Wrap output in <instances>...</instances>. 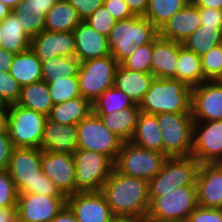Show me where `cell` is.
<instances>
[{
  "mask_svg": "<svg viewBox=\"0 0 222 222\" xmlns=\"http://www.w3.org/2000/svg\"><path fill=\"white\" fill-rule=\"evenodd\" d=\"M50 222H79L74 213L66 205Z\"/></svg>",
  "mask_w": 222,
  "mask_h": 222,
  "instance_id": "cell-51",
  "label": "cell"
},
{
  "mask_svg": "<svg viewBox=\"0 0 222 222\" xmlns=\"http://www.w3.org/2000/svg\"><path fill=\"white\" fill-rule=\"evenodd\" d=\"M9 73L21 86L40 81L42 78L41 60L34 51L29 48L26 51L14 55Z\"/></svg>",
  "mask_w": 222,
  "mask_h": 222,
  "instance_id": "cell-28",
  "label": "cell"
},
{
  "mask_svg": "<svg viewBox=\"0 0 222 222\" xmlns=\"http://www.w3.org/2000/svg\"><path fill=\"white\" fill-rule=\"evenodd\" d=\"M118 65L111 55L80 62L77 77L81 96L92 103L112 87Z\"/></svg>",
  "mask_w": 222,
  "mask_h": 222,
  "instance_id": "cell-11",
  "label": "cell"
},
{
  "mask_svg": "<svg viewBox=\"0 0 222 222\" xmlns=\"http://www.w3.org/2000/svg\"><path fill=\"white\" fill-rule=\"evenodd\" d=\"M67 205L66 196L19 194L17 222H50Z\"/></svg>",
  "mask_w": 222,
  "mask_h": 222,
  "instance_id": "cell-13",
  "label": "cell"
},
{
  "mask_svg": "<svg viewBox=\"0 0 222 222\" xmlns=\"http://www.w3.org/2000/svg\"><path fill=\"white\" fill-rule=\"evenodd\" d=\"M135 16H144L149 0H123Z\"/></svg>",
  "mask_w": 222,
  "mask_h": 222,
  "instance_id": "cell-49",
  "label": "cell"
},
{
  "mask_svg": "<svg viewBox=\"0 0 222 222\" xmlns=\"http://www.w3.org/2000/svg\"><path fill=\"white\" fill-rule=\"evenodd\" d=\"M0 106H7V105H5V104L2 102V100L0 99Z\"/></svg>",
  "mask_w": 222,
  "mask_h": 222,
  "instance_id": "cell-61",
  "label": "cell"
},
{
  "mask_svg": "<svg viewBox=\"0 0 222 222\" xmlns=\"http://www.w3.org/2000/svg\"><path fill=\"white\" fill-rule=\"evenodd\" d=\"M76 10L81 21L87 19L97 8L103 5L104 0H67Z\"/></svg>",
  "mask_w": 222,
  "mask_h": 222,
  "instance_id": "cell-46",
  "label": "cell"
},
{
  "mask_svg": "<svg viewBox=\"0 0 222 222\" xmlns=\"http://www.w3.org/2000/svg\"><path fill=\"white\" fill-rule=\"evenodd\" d=\"M140 113L139 105L136 104L134 107L125 108L119 112L114 111L110 114L96 115L102 119L104 125L111 132L123 142H128L134 135Z\"/></svg>",
  "mask_w": 222,
  "mask_h": 222,
  "instance_id": "cell-25",
  "label": "cell"
},
{
  "mask_svg": "<svg viewBox=\"0 0 222 222\" xmlns=\"http://www.w3.org/2000/svg\"><path fill=\"white\" fill-rule=\"evenodd\" d=\"M47 116L22 107L8 106L7 131L16 148H41L44 124Z\"/></svg>",
  "mask_w": 222,
  "mask_h": 222,
  "instance_id": "cell-8",
  "label": "cell"
},
{
  "mask_svg": "<svg viewBox=\"0 0 222 222\" xmlns=\"http://www.w3.org/2000/svg\"><path fill=\"white\" fill-rule=\"evenodd\" d=\"M154 78L152 73L131 71L119 64L115 71L114 86L139 105Z\"/></svg>",
  "mask_w": 222,
  "mask_h": 222,
  "instance_id": "cell-24",
  "label": "cell"
},
{
  "mask_svg": "<svg viewBox=\"0 0 222 222\" xmlns=\"http://www.w3.org/2000/svg\"><path fill=\"white\" fill-rule=\"evenodd\" d=\"M18 191L7 170H0V209L16 208Z\"/></svg>",
  "mask_w": 222,
  "mask_h": 222,
  "instance_id": "cell-42",
  "label": "cell"
},
{
  "mask_svg": "<svg viewBox=\"0 0 222 222\" xmlns=\"http://www.w3.org/2000/svg\"><path fill=\"white\" fill-rule=\"evenodd\" d=\"M40 149L73 154L77 150V126L63 125L47 117Z\"/></svg>",
  "mask_w": 222,
  "mask_h": 222,
  "instance_id": "cell-22",
  "label": "cell"
},
{
  "mask_svg": "<svg viewBox=\"0 0 222 222\" xmlns=\"http://www.w3.org/2000/svg\"><path fill=\"white\" fill-rule=\"evenodd\" d=\"M12 12L17 16L24 31L32 38L45 29V14L34 5L22 0Z\"/></svg>",
  "mask_w": 222,
  "mask_h": 222,
  "instance_id": "cell-37",
  "label": "cell"
},
{
  "mask_svg": "<svg viewBox=\"0 0 222 222\" xmlns=\"http://www.w3.org/2000/svg\"><path fill=\"white\" fill-rule=\"evenodd\" d=\"M21 89L22 86L9 71L0 72V99L5 105L17 104Z\"/></svg>",
  "mask_w": 222,
  "mask_h": 222,
  "instance_id": "cell-41",
  "label": "cell"
},
{
  "mask_svg": "<svg viewBox=\"0 0 222 222\" xmlns=\"http://www.w3.org/2000/svg\"><path fill=\"white\" fill-rule=\"evenodd\" d=\"M176 79L191 88L207 81L202 72L201 56L188 50L179 43V59L176 70Z\"/></svg>",
  "mask_w": 222,
  "mask_h": 222,
  "instance_id": "cell-31",
  "label": "cell"
},
{
  "mask_svg": "<svg viewBox=\"0 0 222 222\" xmlns=\"http://www.w3.org/2000/svg\"><path fill=\"white\" fill-rule=\"evenodd\" d=\"M147 218L156 222H186L198 206L196 186H182L169 191H149Z\"/></svg>",
  "mask_w": 222,
  "mask_h": 222,
  "instance_id": "cell-5",
  "label": "cell"
},
{
  "mask_svg": "<svg viewBox=\"0 0 222 222\" xmlns=\"http://www.w3.org/2000/svg\"><path fill=\"white\" fill-rule=\"evenodd\" d=\"M200 163L191 155L168 157L160 172L152 178L149 191H169L182 186H196Z\"/></svg>",
  "mask_w": 222,
  "mask_h": 222,
  "instance_id": "cell-12",
  "label": "cell"
},
{
  "mask_svg": "<svg viewBox=\"0 0 222 222\" xmlns=\"http://www.w3.org/2000/svg\"><path fill=\"white\" fill-rule=\"evenodd\" d=\"M28 5H34L46 15L58 0H24Z\"/></svg>",
  "mask_w": 222,
  "mask_h": 222,
  "instance_id": "cell-52",
  "label": "cell"
},
{
  "mask_svg": "<svg viewBox=\"0 0 222 222\" xmlns=\"http://www.w3.org/2000/svg\"><path fill=\"white\" fill-rule=\"evenodd\" d=\"M77 192H99L109 178L114 162L106 155L77 149L73 153Z\"/></svg>",
  "mask_w": 222,
  "mask_h": 222,
  "instance_id": "cell-9",
  "label": "cell"
},
{
  "mask_svg": "<svg viewBox=\"0 0 222 222\" xmlns=\"http://www.w3.org/2000/svg\"><path fill=\"white\" fill-rule=\"evenodd\" d=\"M103 5L117 21L135 16L123 0H104Z\"/></svg>",
  "mask_w": 222,
  "mask_h": 222,
  "instance_id": "cell-45",
  "label": "cell"
},
{
  "mask_svg": "<svg viewBox=\"0 0 222 222\" xmlns=\"http://www.w3.org/2000/svg\"><path fill=\"white\" fill-rule=\"evenodd\" d=\"M197 203L208 208H222V171L213 164H201L196 177Z\"/></svg>",
  "mask_w": 222,
  "mask_h": 222,
  "instance_id": "cell-19",
  "label": "cell"
},
{
  "mask_svg": "<svg viewBox=\"0 0 222 222\" xmlns=\"http://www.w3.org/2000/svg\"><path fill=\"white\" fill-rule=\"evenodd\" d=\"M86 21L94 30L98 33L108 37L110 31L114 27V24L117 22L115 18L109 13L104 5L97 8L87 19Z\"/></svg>",
  "mask_w": 222,
  "mask_h": 222,
  "instance_id": "cell-43",
  "label": "cell"
},
{
  "mask_svg": "<svg viewBox=\"0 0 222 222\" xmlns=\"http://www.w3.org/2000/svg\"><path fill=\"white\" fill-rule=\"evenodd\" d=\"M0 222H17L16 208L0 209Z\"/></svg>",
  "mask_w": 222,
  "mask_h": 222,
  "instance_id": "cell-54",
  "label": "cell"
},
{
  "mask_svg": "<svg viewBox=\"0 0 222 222\" xmlns=\"http://www.w3.org/2000/svg\"><path fill=\"white\" fill-rule=\"evenodd\" d=\"M134 101L126 95L122 90L114 85L92 102V112L95 114H110L111 112H119L125 108L134 107Z\"/></svg>",
  "mask_w": 222,
  "mask_h": 222,
  "instance_id": "cell-35",
  "label": "cell"
},
{
  "mask_svg": "<svg viewBox=\"0 0 222 222\" xmlns=\"http://www.w3.org/2000/svg\"><path fill=\"white\" fill-rule=\"evenodd\" d=\"M191 0H149L144 15L158 30L178 11H181Z\"/></svg>",
  "mask_w": 222,
  "mask_h": 222,
  "instance_id": "cell-36",
  "label": "cell"
},
{
  "mask_svg": "<svg viewBox=\"0 0 222 222\" xmlns=\"http://www.w3.org/2000/svg\"><path fill=\"white\" fill-rule=\"evenodd\" d=\"M42 172L66 197L76 193L75 161L72 153L43 151Z\"/></svg>",
  "mask_w": 222,
  "mask_h": 222,
  "instance_id": "cell-14",
  "label": "cell"
},
{
  "mask_svg": "<svg viewBox=\"0 0 222 222\" xmlns=\"http://www.w3.org/2000/svg\"><path fill=\"white\" fill-rule=\"evenodd\" d=\"M14 148L8 131L0 134V170H7Z\"/></svg>",
  "mask_w": 222,
  "mask_h": 222,
  "instance_id": "cell-48",
  "label": "cell"
},
{
  "mask_svg": "<svg viewBox=\"0 0 222 222\" xmlns=\"http://www.w3.org/2000/svg\"><path fill=\"white\" fill-rule=\"evenodd\" d=\"M222 44V29L201 25L182 45L202 56L213 47Z\"/></svg>",
  "mask_w": 222,
  "mask_h": 222,
  "instance_id": "cell-34",
  "label": "cell"
},
{
  "mask_svg": "<svg viewBox=\"0 0 222 222\" xmlns=\"http://www.w3.org/2000/svg\"><path fill=\"white\" fill-rule=\"evenodd\" d=\"M112 222H149L147 216H117Z\"/></svg>",
  "mask_w": 222,
  "mask_h": 222,
  "instance_id": "cell-56",
  "label": "cell"
},
{
  "mask_svg": "<svg viewBox=\"0 0 222 222\" xmlns=\"http://www.w3.org/2000/svg\"><path fill=\"white\" fill-rule=\"evenodd\" d=\"M73 34L75 57L80 62L110 55L108 38L94 30L86 21H81Z\"/></svg>",
  "mask_w": 222,
  "mask_h": 222,
  "instance_id": "cell-20",
  "label": "cell"
},
{
  "mask_svg": "<svg viewBox=\"0 0 222 222\" xmlns=\"http://www.w3.org/2000/svg\"><path fill=\"white\" fill-rule=\"evenodd\" d=\"M200 26L199 8L190 1L164 24L159 36L182 44Z\"/></svg>",
  "mask_w": 222,
  "mask_h": 222,
  "instance_id": "cell-21",
  "label": "cell"
},
{
  "mask_svg": "<svg viewBox=\"0 0 222 222\" xmlns=\"http://www.w3.org/2000/svg\"><path fill=\"white\" fill-rule=\"evenodd\" d=\"M11 12L12 9L10 7L0 2V22H2Z\"/></svg>",
  "mask_w": 222,
  "mask_h": 222,
  "instance_id": "cell-57",
  "label": "cell"
},
{
  "mask_svg": "<svg viewBox=\"0 0 222 222\" xmlns=\"http://www.w3.org/2000/svg\"><path fill=\"white\" fill-rule=\"evenodd\" d=\"M13 53L7 51L6 49L0 47V72H7L10 69L11 63L14 58Z\"/></svg>",
  "mask_w": 222,
  "mask_h": 222,
  "instance_id": "cell-50",
  "label": "cell"
},
{
  "mask_svg": "<svg viewBox=\"0 0 222 222\" xmlns=\"http://www.w3.org/2000/svg\"><path fill=\"white\" fill-rule=\"evenodd\" d=\"M153 41L140 47H136L132 54L121 65L131 71L151 73V56Z\"/></svg>",
  "mask_w": 222,
  "mask_h": 222,
  "instance_id": "cell-39",
  "label": "cell"
},
{
  "mask_svg": "<svg viewBox=\"0 0 222 222\" xmlns=\"http://www.w3.org/2000/svg\"><path fill=\"white\" fill-rule=\"evenodd\" d=\"M130 141L144 149L163 153V139L157 115L141 112L134 135Z\"/></svg>",
  "mask_w": 222,
  "mask_h": 222,
  "instance_id": "cell-27",
  "label": "cell"
},
{
  "mask_svg": "<svg viewBox=\"0 0 222 222\" xmlns=\"http://www.w3.org/2000/svg\"><path fill=\"white\" fill-rule=\"evenodd\" d=\"M212 164L222 171V154Z\"/></svg>",
  "mask_w": 222,
  "mask_h": 222,
  "instance_id": "cell-59",
  "label": "cell"
},
{
  "mask_svg": "<svg viewBox=\"0 0 222 222\" xmlns=\"http://www.w3.org/2000/svg\"><path fill=\"white\" fill-rule=\"evenodd\" d=\"M67 206L79 222H112L114 218L100 191L77 192L69 195Z\"/></svg>",
  "mask_w": 222,
  "mask_h": 222,
  "instance_id": "cell-17",
  "label": "cell"
},
{
  "mask_svg": "<svg viewBox=\"0 0 222 222\" xmlns=\"http://www.w3.org/2000/svg\"><path fill=\"white\" fill-rule=\"evenodd\" d=\"M80 61L76 57L57 56L41 62V80L47 84L63 76H78Z\"/></svg>",
  "mask_w": 222,
  "mask_h": 222,
  "instance_id": "cell-33",
  "label": "cell"
},
{
  "mask_svg": "<svg viewBox=\"0 0 222 222\" xmlns=\"http://www.w3.org/2000/svg\"><path fill=\"white\" fill-rule=\"evenodd\" d=\"M186 222H222V208L197 206Z\"/></svg>",
  "mask_w": 222,
  "mask_h": 222,
  "instance_id": "cell-44",
  "label": "cell"
},
{
  "mask_svg": "<svg viewBox=\"0 0 222 222\" xmlns=\"http://www.w3.org/2000/svg\"><path fill=\"white\" fill-rule=\"evenodd\" d=\"M217 81L222 84V75L220 76V78Z\"/></svg>",
  "mask_w": 222,
  "mask_h": 222,
  "instance_id": "cell-60",
  "label": "cell"
},
{
  "mask_svg": "<svg viewBox=\"0 0 222 222\" xmlns=\"http://www.w3.org/2000/svg\"><path fill=\"white\" fill-rule=\"evenodd\" d=\"M203 76L207 81L218 80L222 75V44L201 56Z\"/></svg>",
  "mask_w": 222,
  "mask_h": 222,
  "instance_id": "cell-40",
  "label": "cell"
},
{
  "mask_svg": "<svg viewBox=\"0 0 222 222\" xmlns=\"http://www.w3.org/2000/svg\"><path fill=\"white\" fill-rule=\"evenodd\" d=\"M167 158L161 152L144 149L128 141L123 142L114 168L124 175L149 182L160 172Z\"/></svg>",
  "mask_w": 222,
  "mask_h": 222,
  "instance_id": "cell-7",
  "label": "cell"
},
{
  "mask_svg": "<svg viewBox=\"0 0 222 222\" xmlns=\"http://www.w3.org/2000/svg\"><path fill=\"white\" fill-rule=\"evenodd\" d=\"M80 22L75 8L67 0H58L45 15V30L70 32Z\"/></svg>",
  "mask_w": 222,
  "mask_h": 222,
  "instance_id": "cell-30",
  "label": "cell"
},
{
  "mask_svg": "<svg viewBox=\"0 0 222 222\" xmlns=\"http://www.w3.org/2000/svg\"><path fill=\"white\" fill-rule=\"evenodd\" d=\"M22 0H0V2L4 3L8 7H10L12 10L16 8V6L21 2Z\"/></svg>",
  "mask_w": 222,
  "mask_h": 222,
  "instance_id": "cell-58",
  "label": "cell"
},
{
  "mask_svg": "<svg viewBox=\"0 0 222 222\" xmlns=\"http://www.w3.org/2000/svg\"><path fill=\"white\" fill-rule=\"evenodd\" d=\"M222 154V120L194 121L191 155L201 164H212Z\"/></svg>",
  "mask_w": 222,
  "mask_h": 222,
  "instance_id": "cell-15",
  "label": "cell"
},
{
  "mask_svg": "<svg viewBox=\"0 0 222 222\" xmlns=\"http://www.w3.org/2000/svg\"><path fill=\"white\" fill-rule=\"evenodd\" d=\"M201 25L222 29V11L214 8H199Z\"/></svg>",
  "mask_w": 222,
  "mask_h": 222,
  "instance_id": "cell-47",
  "label": "cell"
},
{
  "mask_svg": "<svg viewBox=\"0 0 222 222\" xmlns=\"http://www.w3.org/2000/svg\"><path fill=\"white\" fill-rule=\"evenodd\" d=\"M8 106H0V134L7 132Z\"/></svg>",
  "mask_w": 222,
  "mask_h": 222,
  "instance_id": "cell-55",
  "label": "cell"
},
{
  "mask_svg": "<svg viewBox=\"0 0 222 222\" xmlns=\"http://www.w3.org/2000/svg\"><path fill=\"white\" fill-rule=\"evenodd\" d=\"M92 112V103L82 96L53 105L50 120L63 125H77Z\"/></svg>",
  "mask_w": 222,
  "mask_h": 222,
  "instance_id": "cell-29",
  "label": "cell"
},
{
  "mask_svg": "<svg viewBox=\"0 0 222 222\" xmlns=\"http://www.w3.org/2000/svg\"><path fill=\"white\" fill-rule=\"evenodd\" d=\"M157 121L167 157L191 156L193 149L192 113H160Z\"/></svg>",
  "mask_w": 222,
  "mask_h": 222,
  "instance_id": "cell-6",
  "label": "cell"
},
{
  "mask_svg": "<svg viewBox=\"0 0 222 222\" xmlns=\"http://www.w3.org/2000/svg\"><path fill=\"white\" fill-rule=\"evenodd\" d=\"M31 39L13 12L0 22V47L7 51L13 54L26 51L30 48Z\"/></svg>",
  "mask_w": 222,
  "mask_h": 222,
  "instance_id": "cell-26",
  "label": "cell"
},
{
  "mask_svg": "<svg viewBox=\"0 0 222 222\" xmlns=\"http://www.w3.org/2000/svg\"><path fill=\"white\" fill-rule=\"evenodd\" d=\"M18 105L48 116L53 107L48 84L40 80L22 86Z\"/></svg>",
  "mask_w": 222,
  "mask_h": 222,
  "instance_id": "cell-32",
  "label": "cell"
},
{
  "mask_svg": "<svg viewBox=\"0 0 222 222\" xmlns=\"http://www.w3.org/2000/svg\"><path fill=\"white\" fill-rule=\"evenodd\" d=\"M198 8H214L222 11V0H191Z\"/></svg>",
  "mask_w": 222,
  "mask_h": 222,
  "instance_id": "cell-53",
  "label": "cell"
},
{
  "mask_svg": "<svg viewBox=\"0 0 222 222\" xmlns=\"http://www.w3.org/2000/svg\"><path fill=\"white\" fill-rule=\"evenodd\" d=\"M192 88L175 78H154L139 103L141 112L191 113Z\"/></svg>",
  "mask_w": 222,
  "mask_h": 222,
  "instance_id": "cell-3",
  "label": "cell"
},
{
  "mask_svg": "<svg viewBox=\"0 0 222 222\" xmlns=\"http://www.w3.org/2000/svg\"><path fill=\"white\" fill-rule=\"evenodd\" d=\"M179 59V43L160 37L153 40L151 73L155 78H175Z\"/></svg>",
  "mask_w": 222,
  "mask_h": 222,
  "instance_id": "cell-23",
  "label": "cell"
},
{
  "mask_svg": "<svg viewBox=\"0 0 222 222\" xmlns=\"http://www.w3.org/2000/svg\"><path fill=\"white\" fill-rule=\"evenodd\" d=\"M100 192L114 217L148 214L150 198L147 180L124 175L113 168Z\"/></svg>",
  "mask_w": 222,
  "mask_h": 222,
  "instance_id": "cell-1",
  "label": "cell"
},
{
  "mask_svg": "<svg viewBox=\"0 0 222 222\" xmlns=\"http://www.w3.org/2000/svg\"><path fill=\"white\" fill-rule=\"evenodd\" d=\"M191 113L194 121L222 120V84L204 81L192 88Z\"/></svg>",
  "mask_w": 222,
  "mask_h": 222,
  "instance_id": "cell-16",
  "label": "cell"
},
{
  "mask_svg": "<svg viewBox=\"0 0 222 222\" xmlns=\"http://www.w3.org/2000/svg\"><path fill=\"white\" fill-rule=\"evenodd\" d=\"M40 148H14L7 168L18 194L65 196L42 172Z\"/></svg>",
  "mask_w": 222,
  "mask_h": 222,
  "instance_id": "cell-2",
  "label": "cell"
},
{
  "mask_svg": "<svg viewBox=\"0 0 222 222\" xmlns=\"http://www.w3.org/2000/svg\"><path fill=\"white\" fill-rule=\"evenodd\" d=\"M48 87L54 105L81 96L77 76H63L48 84Z\"/></svg>",
  "mask_w": 222,
  "mask_h": 222,
  "instance_id": "cell-38",
  "label": "cell"
},
{
  "mask_svg": "<svg viewBox=\"0 0 222 222\" xmlns=\"http://www.w3.org/2000/svg\"><path fill=\"white\" fill-rule=\"evenodd\" d=\"M76 126L77 149L99 152L116 161L123 141L104 125L98 115L91 112Z\"/></svg>",
  "mask_w": 222,
  "mask_h": 222,
  "instance_id": "cell-10",
  "label": "cell"
},
{
  "mask_svg": "<svg viewBox=\"0 0 222 222\" xmlns=\"http://www.w3.org/2000/svg\"><path fill=\"white\" fill-rule=\"evenodd\" d=\"M30 48L41 60L57 56L75 57V38L73 31L53 32L43 30L32 37Z\"/></svg>",
  "mask_w": 222,
  "mask_h": 222,
  "instance_id": "cell-18",
  "label": "cell"
},
{
  "mask_svg": "<svg viewBox=\"0 0 222 222\" xmlns=\"http://www.w3.org/2000/svg\"><path fill=\"white\" fill-rule=\"evenodd\" d=\"M158 35L159 30L144 16L117 21L107 37L110 55L121 64L136 47L151 43Z\"/></svg>",
  "mask_w": 222,
  "mask_h": 222,
  "instance_id": "cell-4",
  "label": "cell"
}]
</instances>
